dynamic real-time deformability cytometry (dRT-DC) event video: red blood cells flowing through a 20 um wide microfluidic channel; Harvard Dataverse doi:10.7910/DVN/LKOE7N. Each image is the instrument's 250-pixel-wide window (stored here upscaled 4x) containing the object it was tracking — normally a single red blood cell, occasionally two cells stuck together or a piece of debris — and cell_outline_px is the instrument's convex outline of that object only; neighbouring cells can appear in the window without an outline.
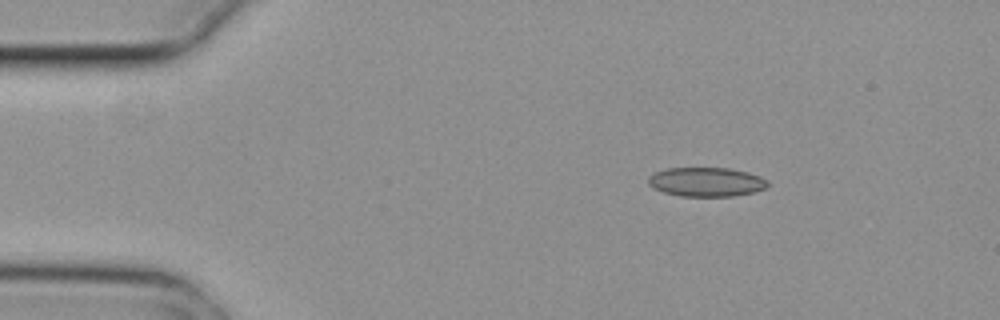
{"species": "common noctule bat (a hibernating species)", "species_latin": "Nyctalus noctula", "temperature_condition": "cold", "stored_images_in_passage": 3, "camera_frame_rate_fps": 3000, "um_per_image_px": 0.085, "animal": {"sex": "female", "body_mass_g": 29.2, "forearm_length_mm": 56.3}, "frame": {"image": 1, "passage_image": 1, "time_ms": 0.0, "image_size_px": [1000, 320], "cell_outline_px": [[768, 188], [756, 192], [732, 196], [680, 196], [664, 192], [652, 188], [648, 184], [648, 176], [656, 172], [668, 168], [728, 168], [748, 172], [760, 176], [768, 180]], "centroid_in_image_um": [60.06, 15.47], "position_along_channel_um": 24.9, "area_um2": 20.46}}